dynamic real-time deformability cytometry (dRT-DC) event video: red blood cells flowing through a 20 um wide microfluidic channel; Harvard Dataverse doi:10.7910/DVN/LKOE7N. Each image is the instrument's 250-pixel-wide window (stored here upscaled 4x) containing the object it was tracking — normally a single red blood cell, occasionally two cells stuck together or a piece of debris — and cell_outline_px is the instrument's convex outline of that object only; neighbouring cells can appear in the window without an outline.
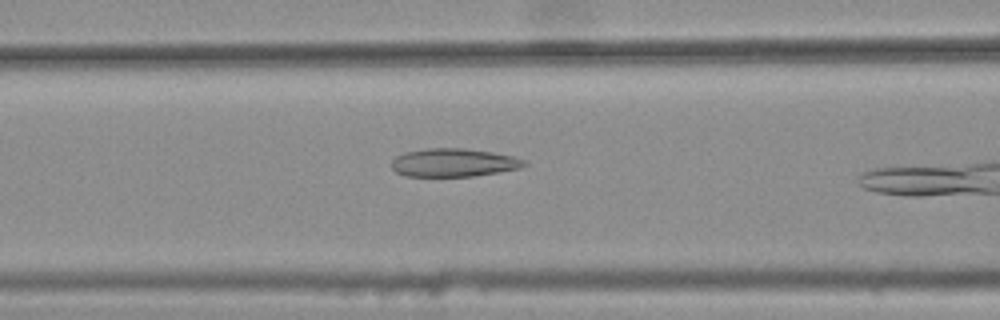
{"species": "common noctule bat (a hibernating species)", "species_latin": "Nyctalus noctula", "temperature_condition": "warm", "stored_images_in_passage": 39, "camera_frame_rate_fps": 3000, "um_per_image_px": 0.085, "animal": {"sex": "female", "body_mass_g": 25.1}, "frame": {"image": 1, "passage_image": 17, "time_ms": 5.333, "image_size_px": [1000, 320], "cell_outline_px": [[528, 164], [520, 168], [500, 172], [472, 176], [404, 176], [396, 172], [392, 168], [392, 160], [396, 156], [404, 152], [428, 148], [464, 148], [492, 152], [512, 156], [524, 160]], "centroid_in_image_um": [38.55, 13.82], "position_along_channel_um": 128.1, "area_um2": 21.85}}
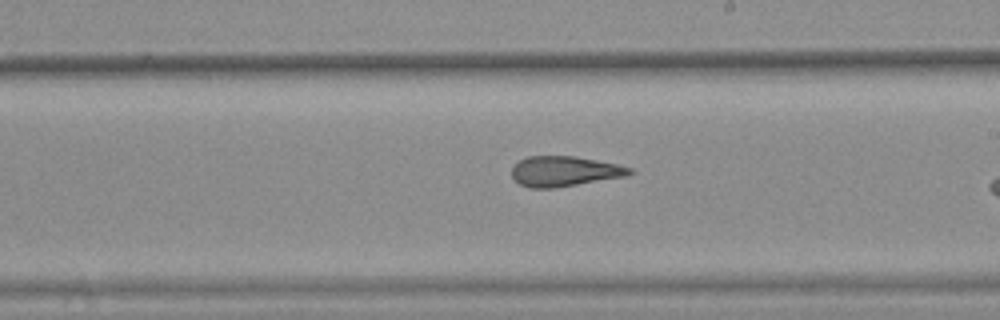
{"frame": {"image": 2, "passage_image": 26, "time_ms": 8.333, "image_size_px": [1000, 320], "cell_outline_px": [[636, 172], [624, 176], [556, 188], [528, 188], [520, 184], [512, 176], [512, 168], [520, 160], [528, 156], [576, 156], [616, 164], [632, 168]], "centroid_in_image_um": [47.97, 14.56], "position_along_channel_um": 241.0, "area_um2": 20.63}}
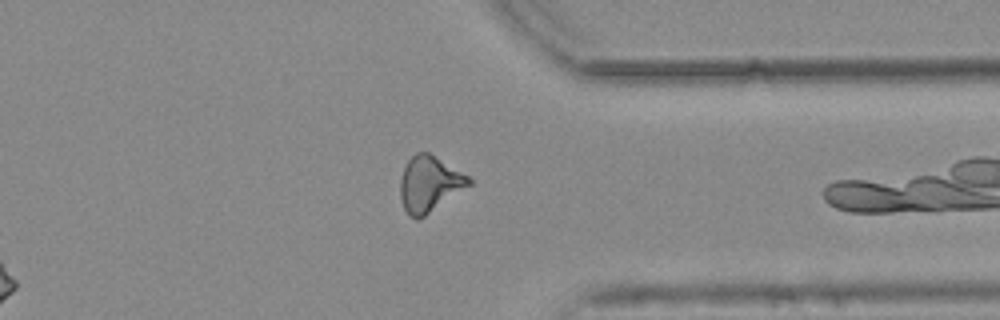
{"frame": {"image": 3, "passage_image": 37, "time_ms": 12.0, "image_size_px": [1000, 320], "cell_outline_px": [[472, 184], [424, 216], [416, 220], [408, 216], [404, 208], [400, 196], [400, 180], [404, 168], [408, 160], [416, 152], [428, 152], [468, 176], [472, 180]], "centroid_in_image_um": [36.48, 15.65], "position_along_channel_um": 374.9, "area_um2": 22.02}}